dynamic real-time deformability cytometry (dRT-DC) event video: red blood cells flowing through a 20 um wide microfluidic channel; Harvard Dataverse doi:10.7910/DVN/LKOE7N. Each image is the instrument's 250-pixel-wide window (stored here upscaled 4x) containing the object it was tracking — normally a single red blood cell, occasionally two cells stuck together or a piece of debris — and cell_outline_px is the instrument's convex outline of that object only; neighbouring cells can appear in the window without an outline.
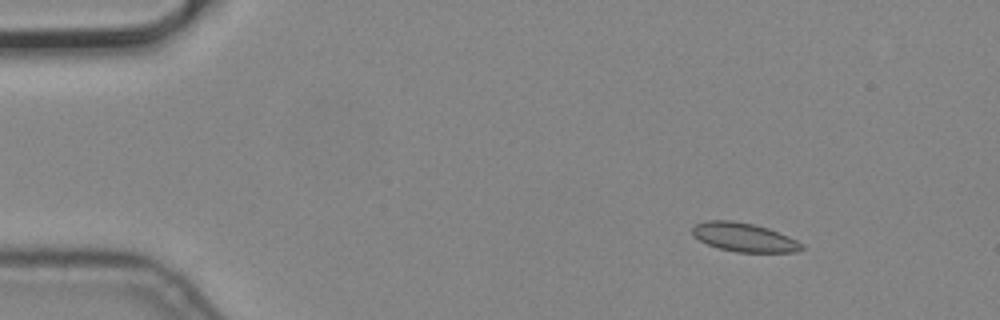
{"species": "common noctule bat (a hibernating species)", "species_latin": "Nyctalus noctula", "temperature_condition": "cold", "stored_images_in_passage": 6, "segment_of_instrument_passage": [1, 2], "camera_frame_rate_fps": 3000, "um_per_image_px": 0.085, "animal": {"sex": "male", "body_mass_g": 19.2, "forearm_length_mm": 51.8}, "frame": {"image": 1, "passage_image": 3, "time_ms": 0.667, "image_size_px": [1000, 320], "cell_outline_px": [[804, 248], [796, 252], [736, 252], [720, 248], [708, 244], [692, 236], [692, 228], [696, 224], [704, 220], [732, 220], [752, 224], [768, 228], [788, 236], [804, 244]], "centroid_in_image_um": [63.24, 20.16], "position_along_channel_um": 21.8, "area_um2": 18.32}}
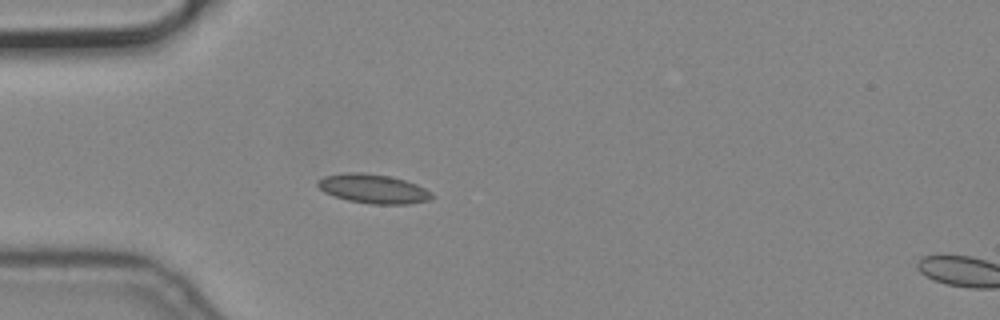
{"frame": {"image": 2, "passage_image": 5, "time_ms": 1.333, "image_size_px": [1000, 320], "cell_outline_px": [[436, 196], [428, 200], [408, 204], [368, 204], [348, 200], [324, 192], [316, 184], [316, 180], [324, 176], [348, 172], [360, 172], [392, 176], [416, 184], [432, 192]], "centroid_in_image_um": [31.73, 16.04], "position_along_channel_um": 53.3, "area_um2": 19.48}}